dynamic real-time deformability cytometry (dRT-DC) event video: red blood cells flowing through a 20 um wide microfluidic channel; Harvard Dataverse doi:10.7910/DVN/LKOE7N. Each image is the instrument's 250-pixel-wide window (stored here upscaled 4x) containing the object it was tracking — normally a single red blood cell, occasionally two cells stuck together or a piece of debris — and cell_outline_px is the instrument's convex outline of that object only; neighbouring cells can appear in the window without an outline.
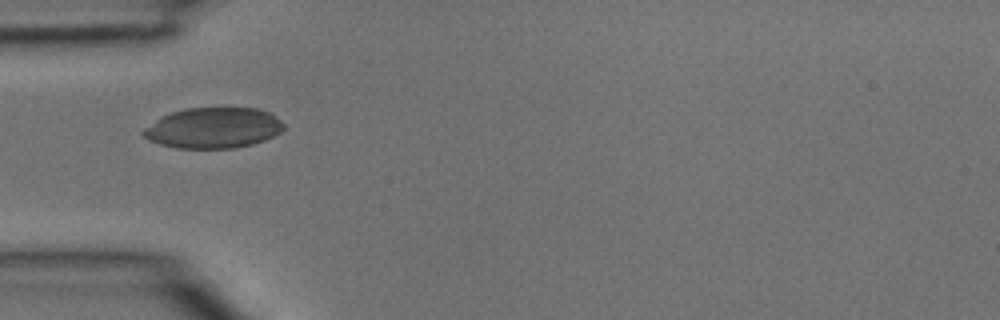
{"species": "common noctule bat (a hibernating species)", "species_latin": "Nyctalus noctula", "temperature_condition": "room temperature", "stored_images_in_passage": 4, "camera_frame_rate_fps": 3000, "um_per_image_px": 0.085, "animal": {"sex": "male", "body_mass_g": 15.6}, "frame": {"image": 1, "passage_image": 3, "time_ms": 0.667, "image_size_px": [1000, 320], "cell_outline_px": [[284, 128], [280, 132], [264, 140], [252, 144], [232, 148], [176, 148], [160, 144], [148, 140], [140, 132], [144, 128], [160, 116], [184, 108], [260, 108], [268, 112], [280, 120], [284, 124]], "centroid_in_image_um": [18.1, 10.87], "position_along_channel_um": 66.9, "area_um2": 33.29}}